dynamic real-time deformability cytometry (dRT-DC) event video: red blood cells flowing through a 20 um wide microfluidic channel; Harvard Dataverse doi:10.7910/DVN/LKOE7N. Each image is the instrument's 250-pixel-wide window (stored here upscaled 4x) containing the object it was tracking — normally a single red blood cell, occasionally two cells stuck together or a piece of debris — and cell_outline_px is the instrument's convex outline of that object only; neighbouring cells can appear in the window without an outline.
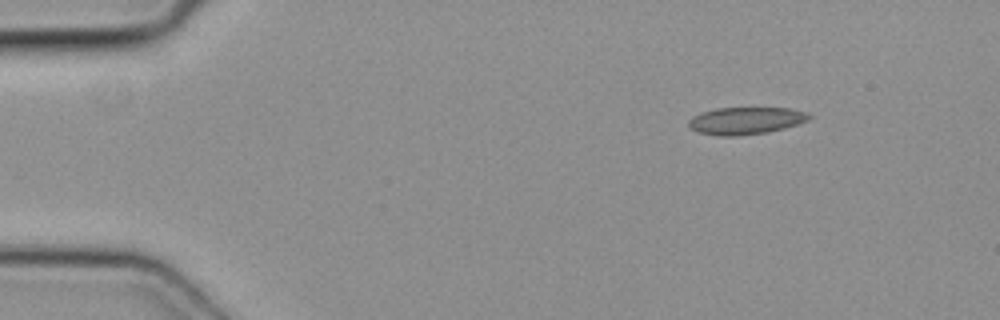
{"species": "common noctule bat (a hibernating species)", "species_latin": "Nyctalus noctula", "temperature_condition": "cold", "stored_images_in_passage": 3, "camera_frame_rate_fps": 3000, "um_per_image_px": 0.085, "animal": {"sex": "female", "body_mass_g": 19.3, "forearm_length_mm": 54.1}, "frame": {"image": 1, "passage_image": 1, "time_ms": 0.0, "image_size_px": [1000, 320], "cell_outline_px": [[812, 116], [808, 120], [784, 128], [768, 132], [736, 136], [720, 136], [696, 132], [688, 124], [688, 120], [692, 116], [716, 108], [792, 108], [808, 112]], "centroid_in_image_um": [63.4, 10.26], "position_along_channel_um": 21.6, "area_um2": 19.13}}